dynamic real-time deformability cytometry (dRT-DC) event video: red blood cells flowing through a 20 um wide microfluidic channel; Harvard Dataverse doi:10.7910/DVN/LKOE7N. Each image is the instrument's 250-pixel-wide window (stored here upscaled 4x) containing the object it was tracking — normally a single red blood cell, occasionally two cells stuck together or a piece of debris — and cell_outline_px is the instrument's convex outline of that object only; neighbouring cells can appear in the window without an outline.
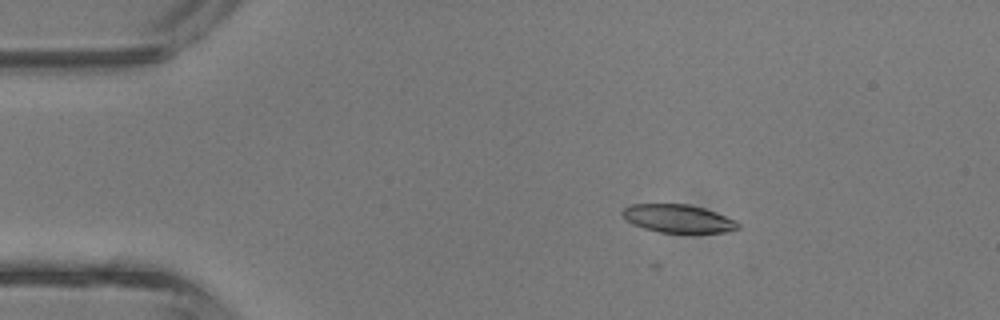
{"species": "common noctule bat (a hibernating species)", "species_latin": "Nyctalus noctula", "temperature_condition": "room temperature", "stored_images_in_passage": 4, "camera_frame_rate_fps": 3000, "um_per_image_px": 0.085, "animal": {"sex": "male", "body_mass_g": 13.3}, "frame": {"image": 1, "passage_image": 3, "time_ms": 0.667, "image_size_px": [1000, 320], "cell_outline_px": [[740, 228], [724, 232], [660, 232], [644, 228], [632, 224], [620, 212], [624, 208], [632, 204], [688, 204], [704, 208], [716, 212], [736, 220], [740, 224]], "centroid_in_image_um": [57.65, 18.57], "position_along_channel_um": 27.3, "area_um2": 18.79}}